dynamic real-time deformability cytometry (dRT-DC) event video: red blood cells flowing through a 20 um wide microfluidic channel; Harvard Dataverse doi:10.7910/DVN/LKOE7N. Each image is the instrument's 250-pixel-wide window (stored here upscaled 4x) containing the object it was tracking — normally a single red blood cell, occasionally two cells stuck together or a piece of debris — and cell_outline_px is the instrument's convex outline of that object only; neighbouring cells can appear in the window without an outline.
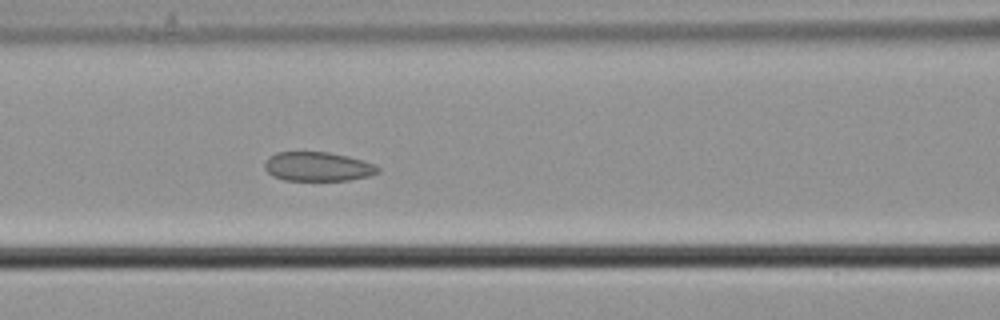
{"species": "common noctule bat (a hibernating species)", "species_latin": "Nyctalus noctula", "temperature_condition": "cold", "stored_images_in_passage": 6, "camera_frame_rate_fps": 3000, "um_per_image_px": 0.085, "animal": {"sex": "male", "body_mass_g": 21.5, "forearm_length_mm": 52.0}, "frame": {"image": 1, "passage_image": 6, "time_ms": 1.667, "image_size_px": [1000, 320], "cell_outline_px": [[380, 172], [368, 176], [348, 180], [284, 180], [272, 176], [264, 168], [264, 164], [268, 156], [276, 152], [328, 152], [348, 156], [372, 164], [380, 168]], "centroid_in_image_um": [26.96, 14.16], "position_along_channel_um": 139.6, "area_um2": 19.19}}